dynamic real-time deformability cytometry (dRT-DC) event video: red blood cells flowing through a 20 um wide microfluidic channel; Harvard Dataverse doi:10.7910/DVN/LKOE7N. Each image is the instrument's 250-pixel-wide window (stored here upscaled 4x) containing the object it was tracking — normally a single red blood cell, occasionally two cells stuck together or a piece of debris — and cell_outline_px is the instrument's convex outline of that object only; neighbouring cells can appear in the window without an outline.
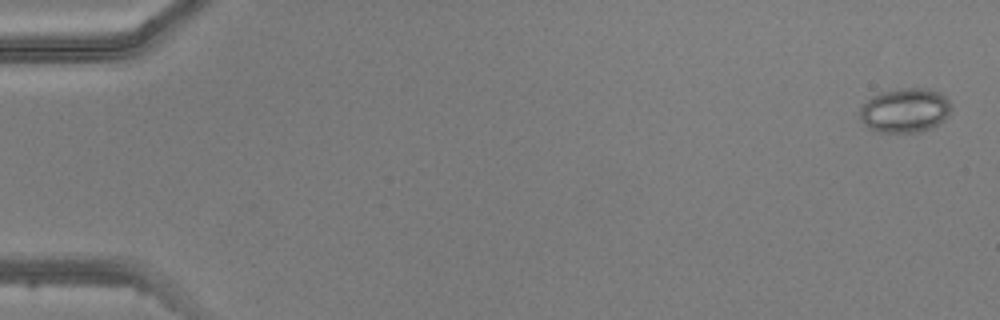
{"species": "common noctule bat (a hibernating species)", "species_latin": "Nyctalus noctula", "temperature_condition": "warm", "stored_images_in_passage": 5, "camera_frame_rate_fps": 3000, "um_per_image_px": 0.085, "animal": {"sex": "male", "body_mass_g": 20.5, "forearm_length_mm": 52.5}, "frame": {"image": 1, "passage_image": 1, "time_ms": 0.0, "image_size_px": [1000, 320], "cell_outline_px": [[952, 108], [944, 120], [932, 128], [920, 132], [880, 132], [872, 128], [860, 120], [860, 108], [872, 96], [884, 92], [900, 88], [928, 88], [940, 92], [948, 100]], "centroid_in_image_um": [76.96, 9.37], "position_along_channel_um": 8.0, "area_um2": 23.47}}